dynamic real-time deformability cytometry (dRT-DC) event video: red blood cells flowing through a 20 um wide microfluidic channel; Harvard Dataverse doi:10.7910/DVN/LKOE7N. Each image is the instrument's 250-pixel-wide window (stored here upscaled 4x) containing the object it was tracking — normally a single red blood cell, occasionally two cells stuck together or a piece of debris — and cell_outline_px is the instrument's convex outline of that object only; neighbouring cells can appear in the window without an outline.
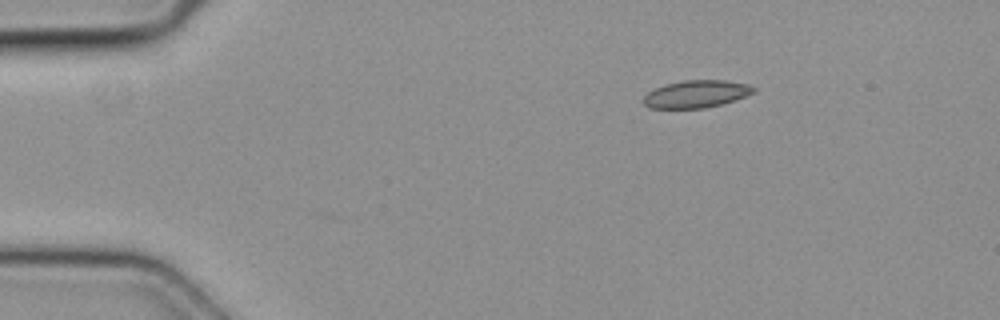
{"species": "common noctule bat (a hibernating species)", "species_latin": "Nyctalus noctula", "temperature_condition": "cold", "stored_images_in_passage": 3, "camera_frame_rate_fps": 3000, "um_per_image_px": 0.085, "animal": {"sex": "female", "body_mass_g": 19.3, "forearm_length_mm": 54.1}, "frame": {"image": 1, "passage_image": 1, "time_ms": 0.0, "image_size_px": [1000, 320], "cell_outline_px": [[756, 92], [736, 100], [724, 104], [704, 108], [648, 108], [644, 104], [644, 96], [648, 92], [656, 88], [668, 84], [684, 80], [724, 80], [748, 84], [756, 88]], "centroid_in_image_um": [59.23, 8.0], "position_along_channel_um": 25.8, "area_um2": 17.63}}
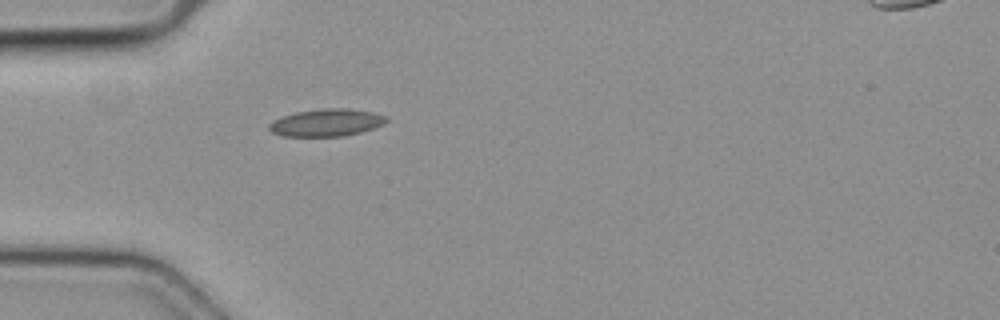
{"frame": {"image": 2, "passage_image": 3, "time_ms": 0.667, "image_size_px": [1000, 320], "cell_outline_px": [[388, 120], [384, 124], [360, 132], [344, 136], [280, 136], [272, 132], [268, 128], [268, 124], [272, 120], [296, 112], [324, 108], [348, 108], [372, 112], [388, 116]], "centroid_in_image_um": [27.74, 10.42], "position_along_channel_um": 57.3, "area_um2": 18.73}}